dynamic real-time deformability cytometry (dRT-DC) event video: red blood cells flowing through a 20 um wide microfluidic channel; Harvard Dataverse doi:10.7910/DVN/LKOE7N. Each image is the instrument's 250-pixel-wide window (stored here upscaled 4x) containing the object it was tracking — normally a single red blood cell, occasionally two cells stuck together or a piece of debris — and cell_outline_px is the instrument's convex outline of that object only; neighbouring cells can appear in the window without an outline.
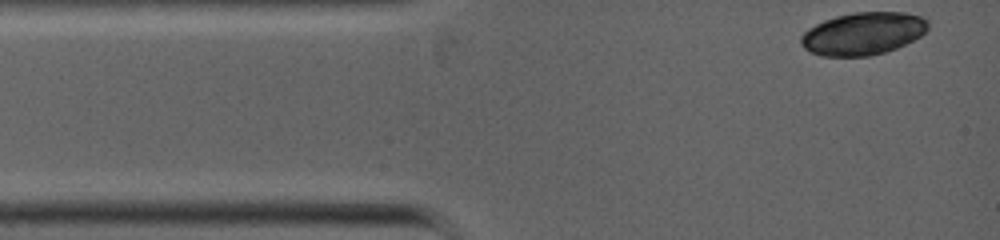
{"species": "common noctule bat (a hibernating species)", "species_latin": "Nyctalus noctula", "temperature_condition": "warm", "stored_images_in_passage": 4, "camera_frame_rate_fps": 5000, "um_per_image_px": 0.085, "animal": {"sex": "female", "body_mass_g": 19.0, "forearm_length_mm": 53.3}, "frame": {"image": 1, "passage_image": 1, "time_ms": 0.0, "image_size_px": [1000, 240], "cell_outline_px": [[928, 28], [920, 36], [896, 48], [884, 52], [868, 56], [820, 56], [804, 48], [800, 44], [800, 36], [808, 28], [824, 20], [836, 16], [856, 12], [904, 12], [920, 16], [928, 20]], "centroid_in_image_um": [73.33, 2.85], "position_along_channel_um": 11.7, "area_um2": 31.44}}